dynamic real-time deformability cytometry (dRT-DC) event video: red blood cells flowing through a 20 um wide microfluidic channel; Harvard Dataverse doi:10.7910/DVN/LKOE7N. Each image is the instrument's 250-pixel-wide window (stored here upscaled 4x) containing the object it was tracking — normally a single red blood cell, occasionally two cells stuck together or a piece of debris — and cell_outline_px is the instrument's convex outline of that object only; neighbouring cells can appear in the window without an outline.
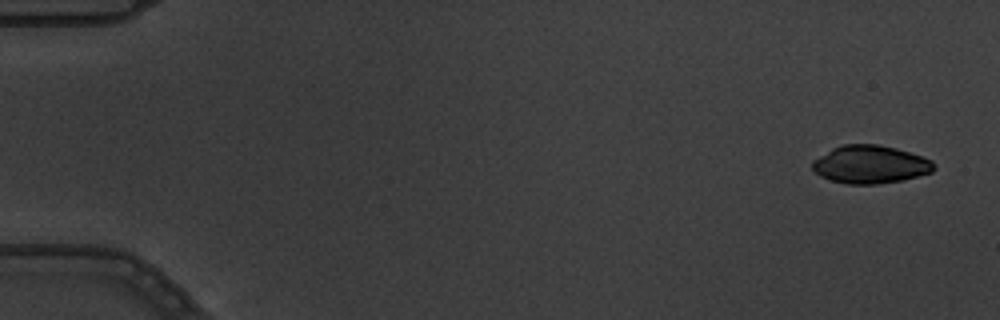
{"species": "common noctule bat (a hibernating species)", "species_latin": "Nyctalus noctula", "temperature_condition": "warm", "stored_images_in_passage": 7, "camera_frame_rate_fps": 3000, "um_per_image_px": 0.085, "animal": {"sex": "male", "body_mass_g": 19.5, "forearm_length_mm": 54.6}, "frame": {"image": 1, "passage_image": 1, "time_ms": 0.0, "image_size_px": [1000, 320], "cell_outline_px": [[936, 168], [932, 172], [900, 180], [876, 184], [848, 184], [832, 180], [820, 176], [812, 168], [812, 160], [832, 148], [844, 144], [880, 144], [896, 148], [932, 160], [936, 164]], "centroid_in_image_um": [73.96, 13.97], "position_along_channel_um": 11.0, "area_um2": 26.82}}
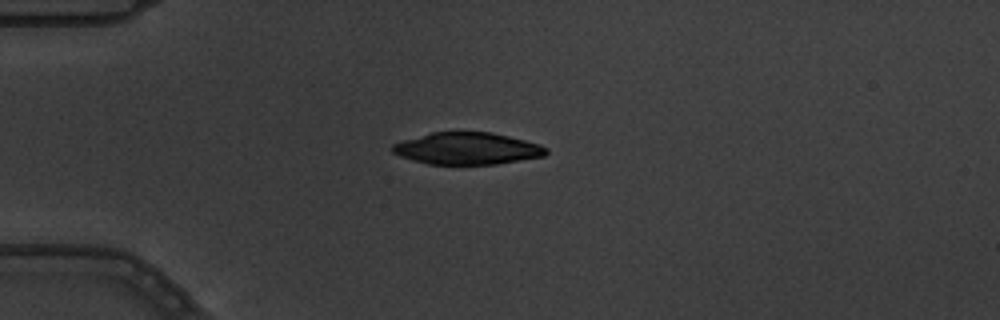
{"frame": {"image": 2, "passage_image": 5, "time_ms": 1.333, "image_size_px": [1000, 320], "cell_outline_px": [[548, 152], [544, 156], [496, 164], [428, 164], [412, 160], [400, 156], [392, 152], [392, 144], [404, 140], [432, 132], [492, 132], [540, 144], [548, 148]], "centroid_in_image_um": [39.72, 12.62], "position_along_channel_um": 45.3, "area_um2": 28.5}}